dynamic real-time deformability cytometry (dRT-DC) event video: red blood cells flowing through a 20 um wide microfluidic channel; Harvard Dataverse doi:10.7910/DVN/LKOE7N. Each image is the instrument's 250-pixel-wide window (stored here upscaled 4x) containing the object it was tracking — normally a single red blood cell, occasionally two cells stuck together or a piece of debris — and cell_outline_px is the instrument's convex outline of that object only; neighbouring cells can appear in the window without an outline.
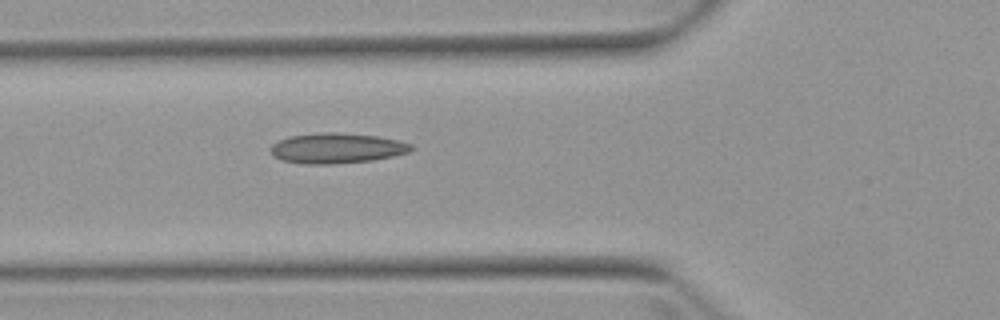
{"species": "Egyptian fruit bat (a non-hibernating species)", "species_latin": "Rousettus aegyptiacus", "temperature_condition": "warm", "stored_images_in_passage": 5, "camera_frame_rate_fps": 3000, "um_per_image_px": 0.085, "animal": {"sex": "female"}, "frame": {"image": 1, "passage_image": 5, "time_ms": 5.333, "image_size_px": [1000, 320], "cell_outline_px": [[416, 148], [408, 152], [392, 156], [372, 160], [332, 164], [304, 164], [280, 160], [272, 156], [268, 148], [272, 144], [288, 136], [320, 132], [336, 132], [376, 136], [400, 140], [412, 144]], "centroid_in_image_um": [28.59, 12.59], "position_along_channel_um": 97.2, "area_um2": 25.09}}